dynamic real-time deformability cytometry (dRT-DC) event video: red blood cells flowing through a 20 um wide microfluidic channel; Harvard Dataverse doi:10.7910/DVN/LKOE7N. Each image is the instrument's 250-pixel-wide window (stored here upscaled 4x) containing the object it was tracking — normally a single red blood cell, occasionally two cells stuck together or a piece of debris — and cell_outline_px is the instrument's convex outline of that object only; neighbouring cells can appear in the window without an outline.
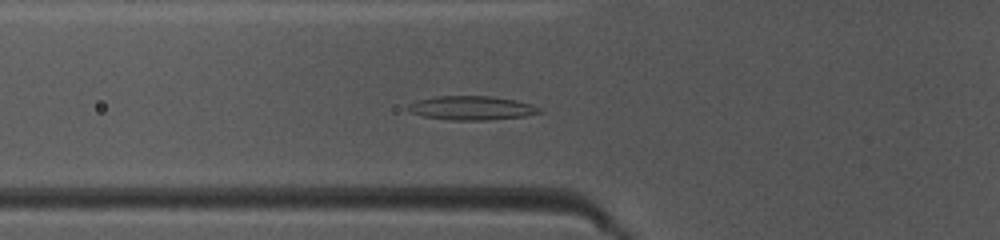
{"species": "common noctule bat (a hibernating species)", "species_latin": "Nyctalus noctula", "temperature_condition": "warm", "stored_images_in_passage": 40, "camera_frame_rate_fps": 3000, "um_per_image_px": 0.085, "animal": {"sex": "female", "body_mass_g": 10.0, "forearm_length_mm": 53.1}, "frame": {"image": 1, "passage_image": 8, "time_ms": 2.333, "image_size_px": [1000, 240], "cell_outline_px": [[544, 112], [524, 116], [488, 120], [452, 120], [424, 116], [408, 112], [404, 108], [408, 104], [416, 100], [436, 96], [492, 96], [516, 100], [532, 104], [540, 108]], "centroid_in_image_um": [40.06, 9.17], "position_along_channel_um": 85.7, "area_um2": 18.55}}
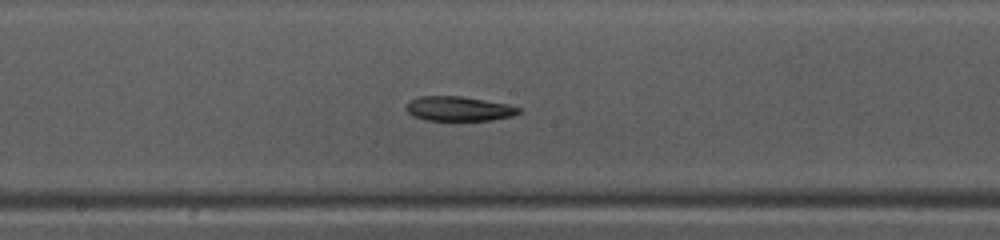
{"frame": {"image": 2, "passage_image": 17, "time_ms": 5.333, "image_size_px": [1000, 240], "cell_outline_px": [[520, 112], [512, 116], [492, 120], [424, 120], [412, 116], [404, 108], [408, 100], [420, 96], [460, 96], [508, 104], [520, 108]], "centroid_in_image_um": [38.94, 9.24], "position_along_channel_um": 209.3, "area_um2": 16.18}}
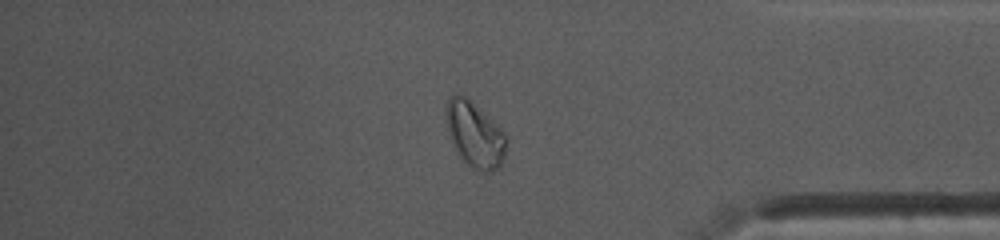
{"frame": {"image": 3, "passage_image": 32, "time_ms": 10.333, "image_size_px": [1000, 240], "cell_outline_px": [[508, 140], [504, 156], [500, 164], [492, 172], [480, 172], [468, 164], [464, 160], [452, 144], [444, 116], [444, 108], [448, 100], [456, 92], [464, 96], [500, 128], [504, 132]], "centroid_in_image_um": [40.33, 11.44], "position_along_channel_um": 394.9, "area_um2": 22.66}}